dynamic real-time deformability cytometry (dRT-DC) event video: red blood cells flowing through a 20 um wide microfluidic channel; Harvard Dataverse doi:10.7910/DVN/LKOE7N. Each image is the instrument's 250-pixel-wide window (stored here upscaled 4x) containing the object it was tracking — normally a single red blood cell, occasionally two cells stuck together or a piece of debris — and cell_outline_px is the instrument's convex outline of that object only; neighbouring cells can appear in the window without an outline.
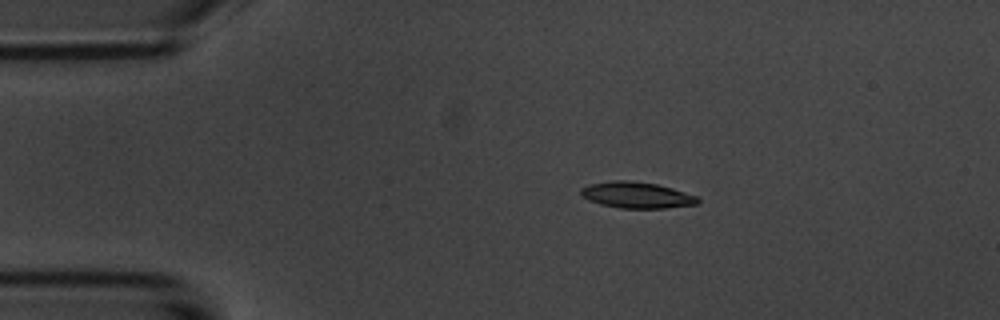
{"species": "common noctule bat (a hibernating species)", "species_latin": "Nyctalus noctula", "temperature_condition": "room temperature", "stored_images_in_passage": 4, "camera_frame_rate_fps": 3000, "um_per_image_px": 0.085, "animal": {"sex": "male", "body_mass_g": 20.1, "forearm_length_mm": 53.5}, "frame": {"image": 1, "passage_image": 3, "time_ms": 2.333, "image_size_px": [1000, 320], "cell_outline_px": [[700, 200], [696, 204], [664, 208], [620, 208], [600, 204], [588, 200], [580, 196], [580, 188], [588, 184], [612, 180], [628, 180], [656, 184], [672, 188], [696, 196]], "centroid_in_image_um": [54.05, 16.57], "position_along_channel_um": 31.0, "area_um2": 17.86}}